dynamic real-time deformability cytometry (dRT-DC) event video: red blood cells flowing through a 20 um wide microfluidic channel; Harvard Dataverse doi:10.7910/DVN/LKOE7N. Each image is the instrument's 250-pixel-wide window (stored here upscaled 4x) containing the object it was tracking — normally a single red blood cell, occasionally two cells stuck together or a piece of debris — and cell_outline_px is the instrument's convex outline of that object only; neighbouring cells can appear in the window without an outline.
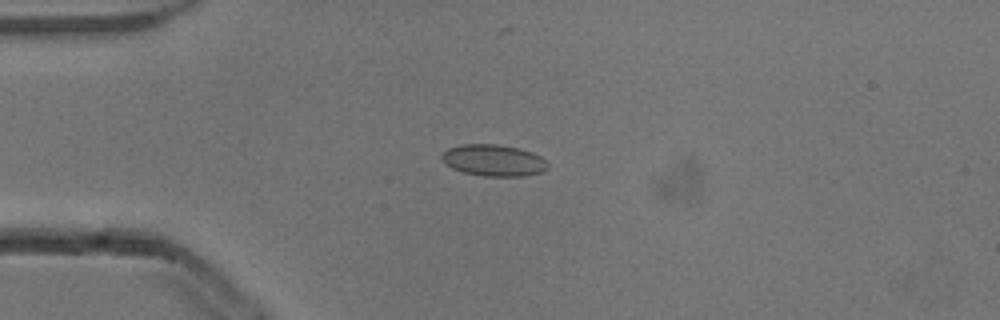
{"species": "common noctule bat (a hibernating species)", "species_latin": "Nyctalus noctula", "temperature_condition": "cold", "stored_images_in_passage": 9, "camera_frame_rate_fps": 3000, "um_per_image_px": 0.085, "animal": {"sex": "male", "body_mass_g": 13.3}, "frame": {"image": 1, "passage_image": 2, "time_ms": 0.333, "image_size_px": [1000, 320], "cell_outline_px": [[548, 168], [540, 172], [524, 176], [484, 176], [464, 172], [452, 168], [440, 156], [448, 148], [460, 144], [496, 144], [516, 148], [532, 152], [540, 156], [548, 164]], "centroid_in_image_um": [41.96, 13.62], "position_along_channel_um": 43.0, "area_um2": 19.25}}
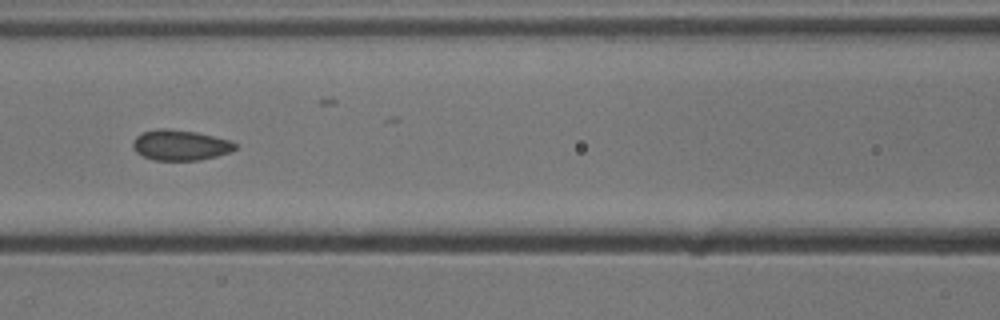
{"frame": {"image": 2, "passage_image": 5, "time_ms": 1.333, "image_size_px": [1000, 320], "cell_outline_px": [[236, 148], [228, 152], [216, 156], [200, 160], [156, 160], [144, 156], [136, 152], [132, 148], [132, 144], [136, 136], [144, 132], [160, 128], [164, 128], [196, 132], [228, 140], [236, 144]], "centroid_in_image_um": [15.29, 12.34], "position_along_channel_um": 151.3, "area_um2": 17.86}}
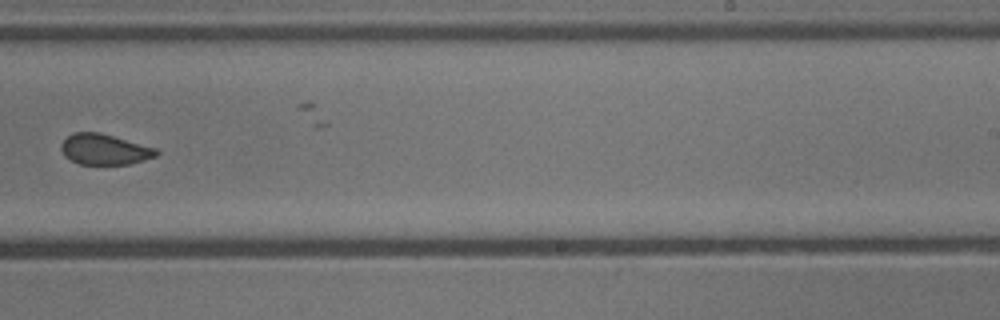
{"frame": {"image": 3, "passage_image": 8, "time_ms": 2.333, "image_size_px": [1000, 320], "cell_outline_px": [[160, 152], [156, 156], [144, 160], [128, 164], [80, 164], [64, 156], [60, 148], [60, 144], [72, 132], [100, 132], [156, 148]], "centroid_in_image_um": [8.87, 12.69], "position_along_channel_um": 280.1, "area_um2": 16.99}}